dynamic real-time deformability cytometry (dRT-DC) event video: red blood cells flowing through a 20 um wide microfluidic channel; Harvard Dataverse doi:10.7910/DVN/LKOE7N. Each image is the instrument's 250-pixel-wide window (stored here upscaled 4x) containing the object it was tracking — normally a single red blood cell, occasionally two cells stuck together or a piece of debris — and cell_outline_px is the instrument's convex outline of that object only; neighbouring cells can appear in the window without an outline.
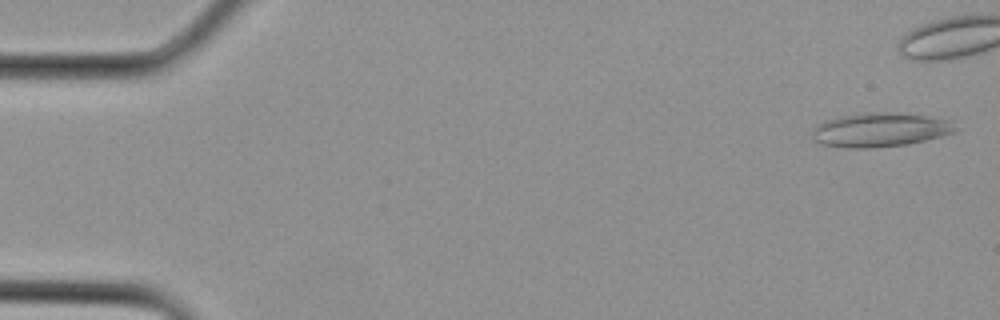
{"species": "Egyptian fruit bat (a non-hibernating species)", "species_latin": "Rousettus aegyptiacus", "temperature_condition": "cold", "stored_images_in_passage": 9, "camera_frame_rate_fps": 3000, "um_per_image_px": 0.085, "animal": {"sex": "female"}, "frame": {"image": 1, "passage_image": 1, "time_ms": 0.0, "image_size_px": [1000, 320], "cell_outline_px": [[964, 128], [956, 132], [908, 144], [872, 148], [844, 148], [820, 144], [812, 140], [812, 132], [816, 124], [824, 120], [840, 116], [864, 112], [896, 112], [952, 120]], "centroid_in_image_um": [74.83, 11.03], "position_along_channel_um": 10.2, "area_um2": 29.07}}